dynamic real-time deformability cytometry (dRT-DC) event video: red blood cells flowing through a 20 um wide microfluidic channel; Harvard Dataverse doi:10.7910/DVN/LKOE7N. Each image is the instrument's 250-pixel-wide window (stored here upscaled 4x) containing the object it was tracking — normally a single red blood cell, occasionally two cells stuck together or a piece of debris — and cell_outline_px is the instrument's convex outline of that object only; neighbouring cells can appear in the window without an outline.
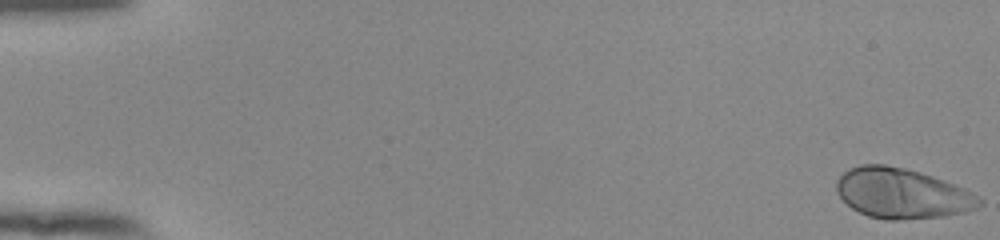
{"species": "human", "species_latin": "Homo sapiens", "temperature_condition": "room temperature", "stored_images_in_passage": 54, "camera_frame_rate_fps": 3000, "um_per_image_px": 0.085, "donor": {"sex": "female"}, "frame": {"image": 1, "passage_image": 1, "time_ms": 0.0, "image_size_px": [1000, 240], "cell_outline_px": [[984, 204], [976, 208], [964, 212], [944, 216], [896, 220], [884, 220], [868, 216], [852, 208], [836, 192], [836, 180], [848, 168], [860, 164], [884, 164], [904, 168], [920, 172], [932, 176], [964, 188], [984, 200]], "centroid_in_image_um": [76.66, 16.44], "position_along_channel_um": 8.3, "area_um2": 41.79}}
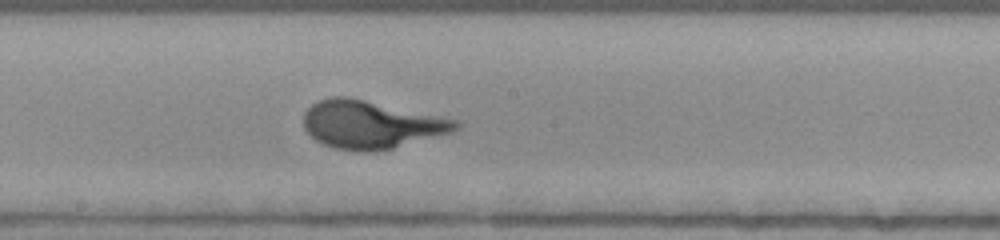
{"frame": {"image": 2, "passage_image": 31, "time_ms": 10.0, "image_size_px": [1000, 240], "cell_outline_px": [[464, 124], [460, 128], [452, 132], [392, 148], [368, 152], [360, 152], [336, 148], [324, 144], [316, 140], [304, 128], [304, 112], [316, 100], [332, 96], [344, 96], [364, 100], [460, 120]], "centroid_in_image_um": [31.55, 10.58], "position_along_channel_um": 216.6, "area_um2": 42.31}}
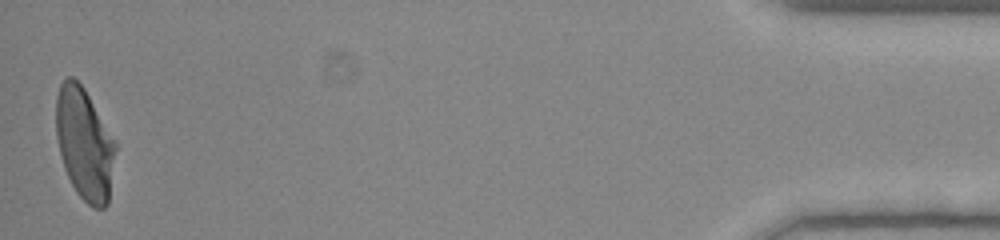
{"frame": {"image": 3, "passage_image": 54, "time_ms": 17.667, "image_size_px": [1000, 240], "cell_outline_px": [[116, 148], [108, 204], [104, 208], [92, 208], [76, 192], [64, 168], [60, 156], [56, 136], [56, 96], [60, 84], [68, 76], [72, 76], [84, 88], [116, 144]], "centroid_in_image_um": [7.16, 12.24], "position_along_channel_um": 428.0, "area_um2": 38.44}}